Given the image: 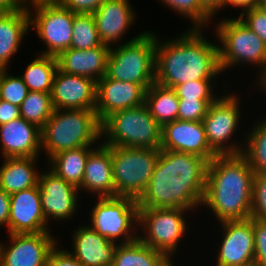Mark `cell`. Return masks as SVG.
<instances>
[{
	"label": "cell",
	"instance_id": "60d3db41",
	"mask_svg": "<svg viewBox=\"0 0 266 266\" xmlns=\"http://www.w3.org/2000/svg\"><path fill=\"white\" fill-rule=\"evenodd\" d=\"M46 266H83L71 254V251L59 249L57 246L50 252Z\"/></svg>",
	"mask_w": 266,
	"mask_h": 266
},
{
	"label": "cell",
	"instance_id": "d4e9b609",
	"mask_svg": "<svg viewBox=\"0 0 266 266\" xmlns=\"http://www.w3.org/2000/svg\"><path fill=\"white\" fill-rule=\"evenodd\" d=\"M79 191L86 190L99 197H114L111 146L99 144L88 156Z\"/></svg>",
	"mask_w": 266,
	"mask_h": 266
},
{
	"label": "cell",
	"instance_id": "74e56055",
	"mask_svg": "<svg viewBox=\"0 0 266 266\" xmlns=\"http://www.w3.org/2000/svg\"><path fill=\"white\" fill-rule=\"evenodd\" d=\"M252 194L251 217L266 221V174H254Z\"/></svg>",
	"mask_w": 266,
	"mask_h": 266
},
{
	"label": "cell",
	"instance_id": "d6986e66",
	"mask_svg": "<svg viewBox=\"0 0 266 266\" xmlns=\"http://www.w3.org/2000/svg\"><path fill=\"white\" fill-rule=\"evenodd\" d=\"M160 149L191 153L208 162L217 154L209 147L202 121L175 120L162 126Z\"/></svg>",
	"mask_w": 266,
	"mask_h": 266
},
{
	"label": "cell",
	"instance_id": "d590c367",
	"mask_svg": "<svg viewBox=\"0 0 266 266\" xmlns=\"http://www.w3.org/2000/svg\"><path fill=\"white\" fill-rule=\"evenodd\" d=\"M211 80H195L173 87L179 99H217Z\"/></svg>",
	"mask_w": 266,
	"mask_h": 266
},
{
	"label": "cell",
	"instance_id": "d6a6232c",
	"mask_svg": "<svg viewBox=\"0 0 266 266\" xmlns=\"http://www.w3.org/2000/svg\"><path fill=\"white\" fill-rule=\"evenodd\" d=\"M103 43L100 41L92 14H76L73 21L71 47L79 50H87Z\"/></svg>",
	"mask_w": 266,
	"mask_h": 266
},
{
	"label": "cell",
	"instance_id": "52a82bcc",
	"mask_svg": "<svg viewBox=\"0 0 266 266\" xmlns=\"http://www.w3.org/2000/svg\"><path fill=\"white\" fill-rule=\"evenodd\" d=\"M160 149L111 146L114 196L138 200L145 192Z\"/></svg>",
	"mask_w": 266,
	"mask_h": 266
},
{
	"label": "cell",
	"instance_id": "9c48e42d",
	"mask_svg": "<svg viewBox=\"0 0 266 266\" xmlns=\"http://www.w3.org/2000/svg\"><path fill=\"white\" fill-rule=\"evenodd\" d=\"M138 211L137 200L133 198L98 197V202L92 207L91 224L88 226L109 241L116 243L123 237L120 244H128L138 239L137 235H132L135 234L132 228L138 226Z\"/></svg>",
	"mask_w": 266,
	"mask_h": 266
},
{
	"label": "cell",
	"instance_id": "7402d4cb",
	"mask_svg": "<svg viewBox=\"0 0 266 266\" xmlns=\"http://www.w3.org/2000/svg\"><path fill=\"white\" fill-rule=\"evenodd\" d=\"M92 15L100 41L108 46L121 41L135 21L129 0H105Z\"/></svg>",
	"mask_w": 266,
	"mask_h": 266
},
{
	"label": "cell",
	"instance_id": "484cf974",
	"mask_svg": "<svg viewBox=\"0 0 266 266\" xmlns=\"http://www.w3.org/2000/svg\"><path fill=\"white\" fill-rule=\"evenodd\" d=\"M37 157L4 158L0 167V189L8 194L38 185L39 173L35 169Z\"/></svg>",
	"mask_w": 266,
	"mask_h": 266
},
{
	"label": "cell",
	"instance_id": "ab89813d",
	"mask_svg": "<svg viewBox=\"0 0 266 266\" xmlns=\"http://www.w3.org/2000/svg\"><path fill=\"white\" fill-rule=\"evenodd\" d=\"M105 0H60L59 2L75 14H93Z\"/></svg>",
	"mask_w": 266,
	"mask_h": 266
},
{
	"label": "cell",
	"instance_id": "bcb514c9",
	"mask_svg": "<svg viewBox=\"0 0 266 266\" xmlns=\"http://www.w3.org/2000/svg\"><path fill=\"white\" fill-rule=\"evenodd\" d=\"M261 0H224V7L225 6H235L240 7L244 10L252 9L258 7V4Z\"/></svg>",
	"mask_w": 266,
	"mask_h": 266
},
{
	"label": "cell",
	"instance_id": "2e32d148",
	"mask_svg": "<svg viewBox=\"0 0 266 266\" xmlns=\"http://www.w3.org/2000/svg\"><path fill=\"white\" fill-rule=\"evenodd\" d=\"M96 92V81L56 70L51 91L54 109L95 110Z\"/></svg>",
	"mask_w": 266,
	"mask_h": 266
},
{
	"label": "cell",
	"instance_id": "5b68a950",
	"mask_svg": "<svg viewBox=\"0 0 266 266\" xmlns=\"http://www.w3.org/2000/svg\"><path fill=\"white\" fill-rule=\"evenodd\" d=\"M153 32H143L126 44L110 48L106 76L141 84L146 90L155 82L156 41Z\"/></svg>",
	"mask_w": 266,
	"mask_h": 266
},
{
	"label": "cell",
	"instance_id": "e0dca14e",
	"mask_svg": "<svg viewBox=\"0 0 266 266\" xmlns=\"http://www.w3.org/2000/svg\"><path fill=\"white\" fill-rule=\"evenodd\" d=\"M146 89L141 84L113 80L106 75L97 81L95 111L102 123L112 113L145 103Z\"/></svg>",
	"mask_w": 266,
	"mask_h": 266
},
{
	"label": "cell",
	"instance_id": "f35d334b",
	"mask_svg": "<svg viewBox=\"0 0 266 266\" xmlns=\"http://www.w3.org/2000/svg\"><path fill=\"white\" fill-rule=\"evenodd\" d=\"M238 18L266 45V16L258 7L242 11Z\"/></svg>",
	"mask_w": 266,
	"mask_h": 266
},
{
	"label": "cell",
	"instance_id": "5bb4252c",
	"mask_svg": "<svg viewBox=\"0 0 266 266\" xmlns=\"http://www.w3.org/2000/svg\"><path fill=\"white\" fill-rule=\"evenodd\" d=\"M220 223L224 237L216 255V266H253L255 246L252 217Z\"/></svg>",
	"mask_w": 266,
	"mask_h": 266
},
{
	"label": "cell",
	"instance_id": "681fc988",
	"mask_svg": "<svg viewBox=\"0 0 266 266\" xmlns=\"http://www.w3.org/2000/svg\"><path fill=\"white\" fill-rule=\"evenodd\" d=\"M259 89L263 88V91L266 90V77L259 83Z\"/></svg>",
	"mask_w": 266,
	"mask_h": 266
},
{
	"label": "cell",
	"instance_id": "ac0fdd59",
	"mask_svg": "<svg viewBox=\"0 0 266 266\" xmlns=\"http://www.w3.org/2000/svg\"><path fill=\"white\" fill-rule=\"evenodd\" d=\"M47 226L39 185L10 194L9 234L51 232Z\"/></svg>",
	"mask_w": 266,
	"mask_h": 266
},
{
	"label": "cell",
	"instance_id": "83f0119b",
	"mask_svg": "<svg viewBox=\"0 0 266 266\" xmlns=\"http://www.w3.org/2000/svg\"><path fill=\"white\" fill-rule=\"evenodd\" d=\"M145 105L161 126L178 119L179 98L173 88L154 82L146 90Z\"/></svg>",
	"mask_w": 266,
	"mask_h": 266
},
{
	"label": "cell",
	"instance_id": "3957f363",
	"mask_svg": "<svg viewBox=\"0 0 266 266\" xmlns=\"http://www.w3.org/2000/svg\"><path fill=\"white\" fill-rule=\"evenodd\" d=\"M254 171L242 155H217L208 163L202 205L219 222L246 220L252 214Z\"/></svg>",
	"mask_w": 266,
	"mask_h": 266
},
{
	"label": "cell",
	"instance_id": "4fadbf2b",
	"mask_svg": "<svg viewBox=\"0 0 266 266\" xmlns=\"http://www.w3.org/2000/svg\"><path fill=\"white\" fill-rule=\"evenodd\" d=\"M50 232L9 234V246L0 243V266H46L57 245Z\"/></svg>",
	"mask_w": 266,
	"mask_h": 266
},
{
	"label": "cell",
	"instance_id": "277c9868",
	"mask_svg": "<svg viewBox=\"0 0 266 266\" xmlns=\"http://www.w3.org/2000/svg\"><path fill=\"white\" fill-rule=\"evenodd\" d=\"M102 137V124L95 110L54 109L41 129V148L48 159L57 153L91 146Z\"/></svg>",
	"mask_w": 266,
	"mask_h": 266
},
{
	"label": "cell",
	"instance_id": "f546056e",
	"mask_svg": "<svg viewBox=\"0 0 266 266\" xmlns=\"http://www.w3.org/2000/svg\"><path fill=\"white\" fill-rule=\"evenodd\" d=\"M58 62L55 56L39 55L20 75L29 91L51 93Z\"/></svg>",
	"mask_w": 266,
	"mask_h": 266
},
{
	"label": "cell",
	"instance_id": "7bdbcfd3",
	"mask_svg": "<svg viewBox=\"0 0 266 266\" xmlns=\"http://www.w3.org/2000/svg\"><path fill=\"white\" fill-rule=\"evenodd\" d=\"M20 117L18 106L0 99V125L8 123Z\"/></svg>",
	"mask_w": 266,
	"mask_h": 266
},
{
	"label": "cell",
	"instance_id": "8992f818",
	"mask_svg": "<svg viewBox=\"0 0 266 266\" xmlns=\"http://www.w3.org/2000/svg\"><path fill=\"white\" fill-rule=\"evenodd\" d=\"M101 124L106 146L160 149L162 126L145 103L114 112Z\"/></svg>",
	"mask_w": 266,
	"mask_h": 266
},
{
	"label": "cell",
	"instance_id": "1f68e13d",
	"mask_svg": "<svg viewBox=\"0 0 266 266\" xmlns=\"http://www.w3.org/2000/svg\"><path fill=\"white\" fill-rule=\"evenodd\" d=\"M19 110L20 117L42 129L54 111L51 93L29 91Z\"/></svg>",
	"mask_w": 266,
	"mask_h": 266
},
{
	"label": "cell",
	"instance_id": "6da1fadb",
	"mask_svg": "<svg viewBox=\"0 0 266 266\" xmlns=\"http://www.w3.org/2000/svg\"><path fill=\"white\" fill-rule=\"evenodd\" d=\"M208 161L191 153L160 149L158 161L138 209L181 208L202 205Z\"/></svg>",
	"mask_w": 266,
	"mask_h": 266
},
{
	"label": "cell",
	"instance_id": "816d5d0a",
	"mask_svg": "<svg viewBox=\"0 0 266 266\" xmlns=\"http://www.w3.org/2000/svg\"><path fill=\"white\" fill-rule=\"evenodd\" d=\"M0 3H1L2 5H6V0H0Z\"/></svg>",
	"mask_w": 266,
	"mask_h": 266
},
{
	"label": "cell",
	"instance_id": "ee69618b",
	"mask_svg": "<svg viewBox=\"0 0 266 266\" xmlns=\"http://www.w3.org/2000/svg\"><path fill=\"white\" fill-rule=\"evenodd\" d=\"M10 214V194L0 189V226L8 227Z\"/></svg>",
	"mask_w": 266,
	"mask_h": 266
},
{
	"label": "cell",
	"instance_id": "4dcf8cb0",
	"mask_svg": "<svg viewBox=\"0 0 266 266\" xmlns=\"http://www.w3.org/2000/svg\"><path fill=\"white\" fill-rule=\"evenodd\" d=\"M259 123V124H258ZM246 134L242 155L247 159L254 174H266V117Z\"/></svg>",
	"mask_w": 266,
	"mask_h": 266
},
{
	"label": "cell",
	"instance_id": "e575fe53",
	"mask_svg": "<svg viewBox=\"0 0 266 266\" xmlns=\"http://www.w3.org/2000/svg\"><path fill=\"white\" fill-rule=\"evenodd\" d=\"M162 3L176 13L186 16L192 23V29H203L207 26L211 16L200 6L198 0H161Z\"/></svg>",
	"mask_w": 266,
	"mask_h": 266
},
{
	"label": "cell",
	"instance_id": "44dd1931",
	"mask_svg": "<svg viewBox=\"0 0 266 266\" xmlns=\"http://www.w3.org/2000/svg\"><path fill=\"white\" fill-rule=\"evenodd\" d=\"M30 28L28 6L24 4L2 5L0 7V69H8Z\"/></svg>",
	"mask_w": 266,
	"mask_h": 266
},
{
	"label": "cell",
	"instance_id": "f1b7e54d",
	"mask_svg": "<svg viewBox=\"0 0 266 266\" xmlns=\"http://www.w3.org/2000/svg\"><path fill=\"white\" fill-rule=\"evenodd\" d=\"M168 257L139 239L117 246L112 266H161Z\"/></svg>",
	"mask_w": 266,
	"mask_h": 266
},
{
	"label": "cell",
	"instance_id": "4316f807",
	"mask_svg": "<svg viewBox=\"0 0 266 266\" xmlns=\"http://www.w3.org/2000/svg\"><path fill=\"white\" fill-rule=\"evenodd\" d=\"M94 149L95 147L84 146L61 151L48 160L50 169L66 182L79 188L84 177L87 158Z\"/></svg>",
	"mask_w": 266,
	"mask_h": 266
},
{
	"label": "cell",
	"instance_id": "ba28073f",
	"mask_svg": "<svg viewBox=\"0 0 266 266\" xmlns=\"http://www.w3.org/2000/svg\"><path fill=\"white\" fill-rule=\"evenodd\" d=\"M215 32L221 41L219 61L221 70L250 63L260 67L258 84L266 77V45L239 18H226L218 23ZM263 69V70H262Z\"/></svg>",
	"mask_w": 266,
	"mask_h": 266
},
{
	"label": "cell",
	"instance_id": "c3c4849f",
	"mask_svg": "<svg viewBox=\"0 0 266 266\" xmlns=\"http://www.w3.org/2000/svg\"><path fill=\"white\" fill-rule=\"evenodd\" d=\"M258 8L266 16V0H261L260 3L258 4Z\"/></svg>",
	"mask_w": 266,
	"mask_h": 266
},
{
	"label": "cell",
	"instance_id": "f907efd6",
	"mask_svg": "<svg viewBox=\"0 0 266 266\" xmlns=\"http://www.w3.org/2000/svg\"><path fill=\"white\" fill-rule=\"evenodd\" d=\"M171 261V258H168L161 266H174L173 262Z\"/></svg>",
	"mask_w": 266,
	"mask_h": 266
},
{
	"label": "cell",
	"instance_id": "603a6c76",
	"mask_svg": "<svg viewBox=\"0 0 266 266\" xmlns=\"http://www.w3.org/2000/svg\"><path fill=\"white\" fill-rule=\"evenodd\" d=\"M71 253L83 266H112L119 244L109 241L89 226H79L73 233Z\"/></svg>",
	"mask_w": 266,
	"mask_h": 266
},
{
	"label": "cell",
	"instance_id": "30bf717a",
	"mask_svg": "<svg viewBox=\"0 0 266 266\" xmlns=\"http://www.w3.org/2000/svg\"><path fill=\"white\" fill-rule=\"evenodd\" d=\"M181 208H148L139 209L138 226L145 232L138 239L145 245L161 251L168 258L177 250L178 242L186 231L184 213Z\"/></svg>",
	"mask_w": 266,
	"mask_h": 266
},
{
	"label": "cell",
	"instance_id": "7a4b0ae2",
	"mask_svg": "<svg viewBox=\"0 0 266 266\" xmlns=\"http://www.w3.org/2000/svg\"><path fill=\"white\" fill-rule=\"evenodd\" d=\"M203 29L164 42L156 41L155 82L173 88L195 80H214L221 74L219 48L204 38Z\"/></svg>",
	"mask_w": 266,
	"mask_h": 266
},
{
	"label": "cell",
	"instance_id": "7dc6e473",
	"mask_svg": "<svg viewBox=\"0 0 266 266\" xmlns=\"http://www.w3.org/2000/svg\"><path fill=\"white\" fill-rule=\"evenodd\" d=\"M254 266H266V248H255Z\"/></svg>",
	"mask_w": 266,
	"mask_h": 266
},
{
	"label": "cell",
	"instance_id": "cb8c5ba5",
	"mask_svg": "<svg viewBox=\"0 0 266 266\" xmlns=\"http://www.w3.org/2000/svg\"><path fill=\"white\" fill-rule=\"evenodd\" d=\"M110 48L106 44L87 50L68 48L56 57L58 68L68 74L88 77L97 82L106 75Z\"/></svg>",
	"mask_w": 266,
	"mask_h": 266
},
{
	"label": "cell",
	"instance_id": "b9f144b4",
	"mask_svg": "<svg viewBox=\"0 0 266 266\" xmlns=\"http://www.w3.org/2000/svg\"><path fill=\"white\" fill-rule=\"evenodd\" d=\"M252 225L255 248H266V221L252 217Z\"/></svg>",
	"mask_w": 266,
	"mask_h": 266
},
{
	"label": "cell",
	"instance_id": "f6af8a7d",
	"mask_svg": "<svg viewBox=\"0 0 266 266\" xmlns=\"http://www.w3.org/2000/svg\"><path fill=\"white\" fill-rule=\"evenodd\" d=\"M200 6L213 18L224 7V0H198Z\"/></svg>",
	"mask_w": 266,
	"mask_h": 266
},
{
	"label": "cell",
	"instance_id": "836d02e7",
	"mask_svg": "<svg viewBox=\"0 0 266 266\" xmlns=\"http://www.w3.org/2000/svg\"><path fill=\"white\" fill-rule=\"evenodd\" d=\"M8 69H0V99L20 106L29 92L21 76L8 75Z\"/></svg>",
	"mask_w": 266,
	"mask_h": 266
},
{
	"label": "cell",
	"instance_id": "8fae6325",
	"mask_svg": "<svg viewBox=\"0 0 266 266\" xmlns=\"http://www.w3.org/2000/svg\"><path fill=\"white\" fill-rule=\"evenodd\" d=\"M31 7L35 9L36 14L30 11ZM31 7H28L30 26H33L32 28L47 46V50L41 52L40 55L57 57L62 51L70 48L76 14L60 2L36 3L31 4Z\"/></svg>",
	"mask_w": 266,
	"mask_h": 266
},
{
	"label": "cell",
	"instance_id": "ffe728a7",
	"mask_svg": "<svg viewBox=\"0 0 266 266\" xmlns=\"http://www.w3.org/2000/svg\"><path fill=\"white\" fill-rule=\"evenodd\" d=\"M0 142L4 158L38 157L41 128L19 117L0 125Z\"/></svg>",
	"mask_w": 266,
	"mask_h": 266
},
{
	"label": "cell",
	"instance_id": "8d00e7d4",
	"mask_svg": "<svg viewBox=\"0 0 266 266\" xmlns=\"http://www.w3.org/2000/svg\"><path fill=\"white\" fill-rule=\"evenodd\" d=\"M216 99H179L178 120L202 121Z\"/></svg>",
	"mask_w": 266,
	"mask_h": 266
},
{
	"label": "cell",
	"instance_id": "9a60e30c",
	"mask_svg": "<svg viewBox=\"0 0 266 266\" xmlns=\"http://www.w3.org/2000/svg\"><path fill=\"white\" fill-rule=\"evenodd\" d=\"M40 199L44 217L51 219H70L76 212L79 189L66 182L51 169L39 174Z\"/></svg>",
	"mask_w": 266,
	"mask_h": 266
},
{
	"label": "cell",
	"instance_id": "7c38bea8",
	"mask_svg": "<svg viewBox=\"0 0 266 266\" xmlns=\"http://www.w3.org/2000/svg\"><path fill=\"white\" fill-rule=\"evenodd\" d=\"M239 100L234 94L218 97L202 120L208 145L217 155L242 154L244 145L233 142L227 145L241 120Z\"/></svg>",
	"mask_w": 266,
	"mask_h": 266
}]
</instances>
